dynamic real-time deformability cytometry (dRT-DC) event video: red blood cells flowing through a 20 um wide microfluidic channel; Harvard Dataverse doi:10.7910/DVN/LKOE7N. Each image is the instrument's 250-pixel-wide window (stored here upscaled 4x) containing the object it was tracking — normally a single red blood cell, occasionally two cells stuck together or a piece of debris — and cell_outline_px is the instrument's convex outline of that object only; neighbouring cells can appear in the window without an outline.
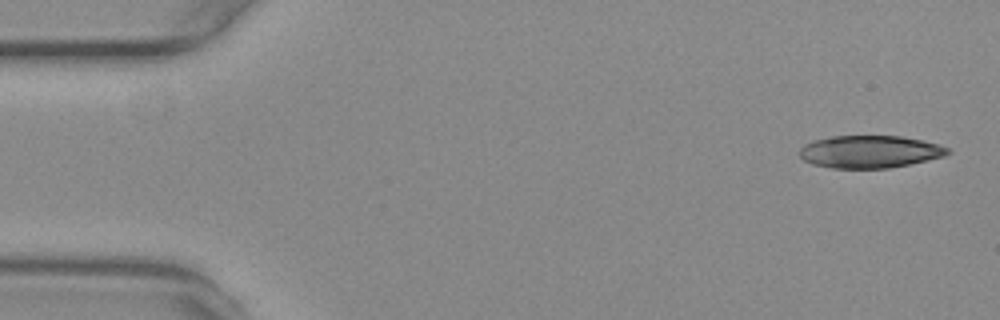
{"species": "common noctule bat (a hibernating species)", "species_latin": "Nyctalus noctula", "temperature_condition": "warm", "stored_images_in_passage": 53, "camera_frame_rate_fps": 3000, "um_per_image_px": 0.085, "animal": {"sex": "female", "body_mass_g": 29.2, "forearm_length_mm": 56.3}, "frame": {"image": 1, "passage_image": 1, "time_ms": 0.0, "image_size_px": [1000, 320], "cell_outline_px": [[952, 152], [944, 156], [928, 160], [888, 168], [832, 168], [812, 164], [804, 160], [800, 156], [800, 148], [804, 144], [812, 140], [832, 136], [900, 136], [924, 140], [940, 144], [948, 148]], "centroid_in_image_um": [73.94, 12.89], "position_along_channel_um": 11.1, "area_um2": 28.15}}